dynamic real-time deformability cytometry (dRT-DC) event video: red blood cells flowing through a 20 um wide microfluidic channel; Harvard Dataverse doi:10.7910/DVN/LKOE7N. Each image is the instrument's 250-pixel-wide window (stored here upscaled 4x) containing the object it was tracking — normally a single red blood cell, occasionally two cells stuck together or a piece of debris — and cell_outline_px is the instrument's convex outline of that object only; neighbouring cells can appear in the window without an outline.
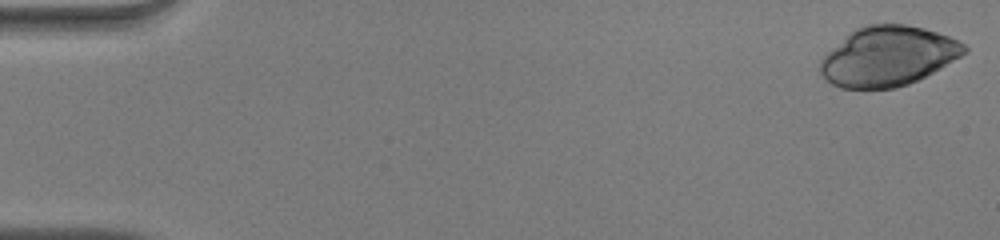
{"species": "human", "species_latin": "Homo sapiens", "temperature_condition": "warm", "stored_images_in_passage": 50, "camera_frame_rate_fps": 3000, "um_per_image_px": 0.085, "donor": {"sex": "male"}, "frame": {"image": 1, "passage_image": 1, "time_ms": 0.0, "image_size_px": [1000, 240], "cell_outline_px": [[968, 52], [940, 68], [908, 84], [896, 88], [840, 88], [824, 80], [820, 72], [820, 60], [848, 32], [856, 28], [868, 24], [908, 24], [924, 28], [948, 36], [964, 44], [968, 48]], "centroid_in_image_um": [75.45, 4.77], "position_along_channel_um": 9.5, "area_um2": 49.94}}
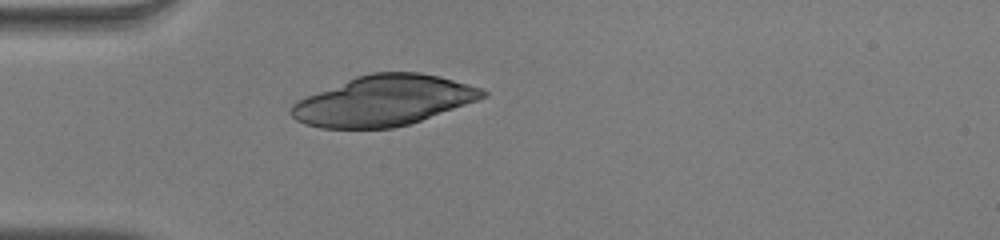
{"frame": {"image": 2, "passage_image": 15, "time_ms": 4.667, "image_size_px": [1000, 240], "cell_outline_px": [[488, 96], [420, 120], [408, 124], [392, 128], [320, 128], [304, 124], [296, 120], [288, 112], [292, 104], [296, 100], [356, 76], [372, 72], [420, 72], [440, 76], [468, 84], [480, 88], [488, 92]], "centroid_in_image_um": [32.56, 8.55], "position_along_channel_um": 52.4, "area_um2": 55.83}}